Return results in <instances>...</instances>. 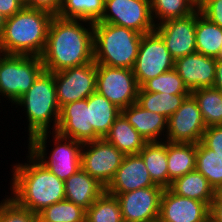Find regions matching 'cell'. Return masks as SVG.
<instances>
[{
    "instance_id": "obj_1",
    "label": "cell",
    "mask_w": 222,
    "mask_h": 222,
    "mask_svg": "<svg viewBox=\"0 0 222 222\" xmlns=\"http://www.w3.org/2000/svg\"><path fill=\"white\" fill-rule=\"evenodd\" d=\"M40 58L53 73L94 62L93 23L54 16Z\"/></svg>"
},
{
    "instance_id": "obj_2",
    "label": "cell",
    "mask_w": 222,
    "mask_h": 222,
    "mask_svg": "<svg viewBox=\"0 0 222 222\" xmlns=\"http://www.w3.org/2000/svg\"><path fill=\"white\" fill-rule=\"evenodd\" d=\"M28 163L13 164L10 197L37 215L52 204L65 200L64 181L28 151Z\"/></svg>"
},
{
    "instance_id": "obj_3",
    "label": "cell",
    "mask_w": 222,
    "mask_h": 222,
    "mask_svg": "<svg viewBox=\"0 0 222 222\" xmlns=\"http://www.w3.org/2000/svg\"><path fill=\"white\" fill-rule=\"evenodd\" d=\"M53 17L50 12L23 7L6 18L0 35V53L40 57Z\"/></svg>"
},
{
    "instance_id": "obj_4",
    "label": "cell",
    "mask_w": 222,
    "mask_h": 222,
    "mask_svg": "<svg viewBox=\"0 0 222 222\" xmlns=\"http://www.w3.org/2000/svg\"><path fill=\"white\" fill-rule=\"evenodd\" d=\"M14 104L15 108L21 106L27 115L28 126L25 128H28V140L50 129L56 131L60 106L56 98L54 73L43 70L29 90Z\"/></svg>"
},
{
    "instance_id": "obj_5",
    "label": "cell",
    "mask_w": 222,
    "mask_h": 222,
    "mask_svg": "<svg viewBox=\"0 0 222 222\" xmlns=\"http://www.w3.org/2000/svg\"><path fill=\"white\" fill-rule=\"evenodd\" d=\"M132 29L103 23H93L94 62L110 67L133 69L141 42Z\"/></svg>"
},
{
    "instance_id": "obj_6",
    "label": "cell",
    "mask_w": 222,
    "mask_h": 222,
    "mask_svg": "<svg viewBox=\"0 0 222 222\" xmlns=\"http://www.w3.org/2000/svg\"><path fill=\"white\" fill-rule=\"evenodd\" d=\"M52 134L53 149L48 154L47 139ZM48 137V138H47ZM28 151L60 180L65 181L81 168L83 143L60 135L57 131L43 132L28 140ZM47 154L49 156H47Z\"/></svg>"
},
{
    "instance_id": "obj_7",
    "label": "cell",
    "mask_w": 222,
    "mask_h": 222,
    "mask_svg": "<svg viewBox=\"0 0 222 222\" xmlns=\"http://www.w3.org/2000/svg\"><path fill=\"white\" fill-rule=\"evenodd\" d=\"M44 70L39 56L0 53V96L15 103Z\"/></svg>"
},
{
    "instance_id": "obj_8",
    "label": "cell",
    "mask_w": 222,
    "mask_h": 222,
    "mask_svg": "<svg viewBox=\"0 0 222 222\" xmlns=\"http://www.w3.org/2000/svg\"><path fill=\"white\" fill-rule=\"evenodd\" d=\"M96 92L121 110L137 102L139 86L133 69L96 64Z\"/></svg>"
},
{
    "instance_id": "obj_9",
    "label": "cell",
    "mask_w": 222,
    "mask_h": 222,
    "mask_svg": "<svg viewBox=\"0 0 222 222\" xmlns=\"http://www.w3.org/2000/svg\"><path fill=\"white\" fill-rule=\"evenodd\" d=\"M174 63L166 44L155 30L143 34L133 67L138 86L141 87L147 80L172 70Z\"/></svg>"
},
{
    "instance_id": "obj_10",
    "label": "cell",
    "mask_w": 222,
    "mask_h": 222,
    "mask_svg": "<svg viewBox=\"0 0 222 222\" xmlns=\"http://www.w3.org/2000/svg\"><path fill=\"white\" fill-rule=\"evenodd\" d=\"M98 22L132 29L140 34L155 30L151 0H105L104 12Z\"/></svg>"
},
{
    "instance_id": "obj_11",
    "label": "cell",
    "mask_w": 222,
    "mask_h": 222,
    "mask_svg": "<svg viewBox=\"0 0 222 222\" xmlns=\"http://www.w3.org/2000/svg\"><path fill=\"white\" fill-rule=\"evenodd\" d=\"M124 157L123 152L104 138L85 142L81 148V168L107 187Z\"/></svg>"
},
{
    "instance_id": "obj_12",
    "label": "cell",
    "mask_w": 222,
    "mask_h": 222,
    "mask_svg": "<svg viewBox=\"0 0 222 222\" xmlns=\"http://www.w3.org/2000/svg\"><path fill=\"white\" fill-rule=\"evenodd\" d=\"M96 63L67 68L54 73L56 98L60 108L88 98L96 92Z\"/></svg>"
},
{
    "instance_id": "obj_13",
    "label": "cell",
    "mask_w": 222,
    "mask_h": 222,
    "mask_svg": "<svg viewBox=\"0 0 222 222\" xmlns=\"http://www.w3.org/2000/svg\"><path fill=\"white\" fill-rule=\"evenodd\" d=\"M206 127L199 106L190 94L169 117L165 141L197 144L201 141Z\"/></svg>"
},
{
    "instance_id": "obj_14",
    "label": "cell",
    "mask_w": 222,
    "mask_h": 222,
    "mask_svg": "<svg viewBox=\"0 0 222 222\" xmlns=\"http://www.w3.org/2000/svg\"><path fill=\"white\" fill-rule=\"evenodd\" d=\"M164 188L150 186L116 196L124 222H158Z\"/></svg>"
},
{
    "instance_id": "obj_15",
    "label": "cell",
    "mask_w": 222,
    "mask_h": 222,
    "mask_svg": "<svg viewBox=\"0 0 222 222\" xmlns=\"http://www.w3.org/2000/svg\"><path fill=\"white\" fill-rule=\"evenodd\" d=\"M198 8L190 15L157 24L155 31L161 36L174 60L197 52L195 28Z\"/></svg>"
},
{
    "instance_id": "obj_16",
    "label": "cell",
    "mask_w": 222,
    "mask_h": 222,
    "mask_svg": "<svg viewBox=\"0 0 222 222\" xmlns=\"http://www.w3.org/2000/svg\"><path fill=\"white\" fill-rule=\"evenodd\" d=\"M210 206L206 202L182 197L164 189L158 222H209Z\"/></svg>"
},
{
    "instance_id": "obj_17",
    "label": "cell",
    "mask_w": 222,
    "mask_h": 222,
    "mask_svg": "<svg viewBox=\"0 0 222 222\" xmlns=\"http://www.w3.org/2000/svg\"><path fill=\"white\" fill-rule=\"evenodd\" d=\"M56 131L82 143L101 139L88 122V98L67 103L60 108Z\"/></svg>"
},
{
    "instance_id": "obj_18",
    "label": "cell",
    "mask_w": 222,
    "mask_h": 222,
    "mask_svg": "<svg viewBox=\"0 0 222 222\" xmlns=\"http://www.w3.org/2000/svg\"><path fill=\"white\" fill-rule=\"evenodd\" d=\"M150 186L157 185L150 178L140 154H127L117 169L113 180L106 187V192L111 195H119Z\"/></svg>"
},
{
    "instance_id": "obj_19",
    "label": "cell",
    "mask_w": 222,
    "mask_h": 222,
    "mask_svg": "<svg viewBox=\"0 0 222 222\" xmlns=\"http://www.w3.org/2000/svg\"><path fill=\"white\" fill-rule=\"evenodd\" d=\"M215 68L216 58L199 52L178 58L174 63V69L190 92L199 88L213 87Z\"/></svg>"
},
{
    "instance_id": "obj_20",
    "label": "cell",
    "mask_w": 222,
    "mask_h": 222,
    "mask_svg": "<svg viewBox=\"0 0 222 222\" xmlns=\"http://www.w3.org/2000/svg\"><path fill=\"white\" fill-rule=\"evenodd\" d=\"M121 113L147 142L165 141L168 129V119L165 116L146 110L137 102L122 109Z\"/></svg>"
},
{
    "instance_id": "obj_21",
    "label": "cell",
    "mask_w": 222,
    "mask_h": 222,
    "mask_svg": "<svg viewBox=\"0 0 222 222\" xmlns=\"http://www.w3.org/2000/svg\"><path fill=\"white\" fill-rule=\"evenodd\" d=\"M64 190L65 200L87 210L106 191V187L80 168L64 181Z\"/></svg>"
},
{
    "instance_id": "obj_22",
    "label": "cell",
    "mask_w": 222,
    "mask_h": 222,
    "mask_svg": "<svg viewBox=\"0 0 222 222\" xmlns=\"http://www.w3.org/2000/svg\"><path fill=\"white\" fill-rule=\"evenodd\" d=\"M104 139L125 155L139 154L147 143L122 113L115 119Z\"/></svg>"
},
{
    "instance_id": "obj_23",
    "label": "cell",
    "mask_w": 222,
    "mask_h": 222,
    "mask_svg": "<svg viewBox=\"0 0 222 222\" xmlns=\"http://www.w3.org/2000/svg\"><path fill=\"white\" fill-rule=\"evenodd\" d=\"M121 109L97 92L88 97V122L94 132L104 138L110 131Z\"/></svg>"
},
{
    "instance_id": "obj_24",
    "label": "cell",
    "mask_w": 222,
    "mask_h": 222,
    "mask_svg": "<svg viewBox=\"0 0 222 222\" xmlns=\"http://www.w3.org/2000/svg\"><path fill=\"white\" fill-rule=\"evenodd\" d=\"M139 154L145 162L153 183L164 189L169 188L167 141L147 142Z\"/></svg>"
},
{
    "instance_id": "obj_25",
    "label": "cell",
    "mask_w": 222,
    "mask_h": 222,
    "mask_svg": "<svg viewBox=\"0 0 222 222\" xmlns=\"http://www.w3.org/2000/svg\"><path fill=\"white\" fill-rule=\"evenodd\" d=\"M169 189L182 197L206 202L211 206L215 197V190L208 180L196 169L174 179Z\"/></svg>"
},
{
    "instance_id": "obj_26",
    "label": "cell",
    "mask_w": 222,
    "mask_h": 222,
    "mask_svg": "<svg viewBox=\"0 0 222 222\" xmlns=\"http://www.w3.org/2000/svg\"><path fill=\"white\" fill-rule=\"evenodd\" d=\"M197 144L167 142V167L171 182L196 169Z\"/></svg>"
},
{
    "instance_id": "obj_27",
    "label": "cell",
    "mask_w": 222,
    "mask_h": 222,
    "mask_svg": "<svg viewBox=\"0 0 222 222\" xmlns=\"http://www.w3.org/2000/svg\"><path fill=\"white\" fill-rule=\"evenodd\" d=\"M196 50L208 57L219 58L222 47V28L198 10L195 28Z\"/></svg>"
},
{
    "instance_id": "obj_28",
    "label": "cell",
    "mask_w": 222,
    "mask_h": 222,
    "mask_svg": "<svg viewBox=\"0 0 222 222\" xmlns=\"http://www.w3.org/2000/svg\"><path fill=\"white\" fill-rule=\"evenodd\" d=\"M189 95L147 92L142 87H139L137 103L144 109L161 114L169 119Z\"/></svg>"
},
{
    "instance_id": "obj_29",
    "label": "cell",
    "mask_w": 222,
    "mask_h": 222,
    "mask_svg": "<svg viewBox=\"0 0 222 222\" xmlns=\"http://www.w3.org/2000/svg\"><path fill=\"white\" fill-rule=\"evenodd\" d=\"M206 126L222 125V92L214 87L191 91Z\"/></svg>"
},
{
    "instance_id": "obj_30",
    "label": "cell",
    "mask_w": 222,
    "mask_h": 222,
    "mask_svg": "<svg viewBox=\"0 0 222 222\" xmlns=\"http://www.w3.org/2000/svg\"><path fill=\"white\" fill-rule=\"evenodd\" d=\"M105 0H62L58 17L98 22L104 12Z\"/></svg>"
},
{
    "instance_id": "obj_31",
    "label": "cell",
    "mask_w": 222,
    "mask_h": 222,
    "mask_svg": "<svg viewBox=\"0 0 222 222\" xmlns=\"http://www.w3.org/2000/svg\"><path fill=\"white\" fill-rule=\"evenodd\" d=\"M196 170L208 180L214 190L222 185V156L201 141L197 143Z\"/></svg>"
},
{
    "instance_id": "obj_32",
    "label": "cell",
    "mask_w": 222,
    "mask_h": 222,
    "mask_svg": "<svg viewBox=\"0 0 222 222\" xmlns=\"http://www.w3.org/2000/svg\"><path fill=\"white\" fill-rule=\"evenodd\" d=\"M196 9V0H151V13L155 25L188 16Z\"/></svg>"
},
{
    "instance_id": "obj_33",
    "label": "cell",
    "mask_w": 222,
    "mask_h": 222,
    "mask_svg": "<svg viewBox=\"0 0 222 222\" xmlns=\"http://www.w3.org/2000/svg\"><path fill=\"white\" fill-rule=\"evenodd\" d=\"M85 222H124L116 196L105 191L86 210Z\"/></svg>"
},
{
    "instance_id": "obj_34",
    "label": "cell",
    "mask_w": 222,
    "mask_h": 222,
    "mask_svg": "<svg viewBox=\"0 0 222 222\" xmlns=\"http://www.w3.org/2000/svg\"><path fill=\"white\" fill-rule=\"evenodd\" d=\"M86 210L63 200L50 205L38 214L39 222H85Z\"/></svg>"
},
{
    "instance_id": "obj_35",
    "label": "cell",
    "mask_w": 222,
    "mask_h": 222,
    "mask_svg": "<svg viewBox=\"0 0 222 222\" xmlns=\"http://www.w3.org/2000/svg\"><path fill=\"white\" fill-rule=\"evenodd\" d=\"M141 87L147 92L191 94L174 68L147 80Z\"/></svg>"
},
{
    "instance_id": "obj_36",
    "label": "cell",
    "mask_w": 222,
    "mask_h": 222,
    "mask_svg": "<svg viewBox=\"0 0 222 222\" xmlns=\"http://www.w3.org/2000/svg\"><path fill=\"white\" fill-rule=\"evenodd\" d=\"M38 215L20 206L13 198L0 201V222H37Z\"/></svg>"
},
{
    "instance_id": "obj_37",
    "label": "cell",
    "mask_w": 222,
    "mask_h": 222,
    "mask_svg": "<svg viewBox=\"0 0 222 222\" xmlns=\"http://www.w3.org/2000/svg\"><path fill=\"white\" fill-rule=\"evenodd\" d=\"M201 142L209 149L222 156V125L207 126Z\"/></svg>"
},
{
    "instance_id": "obj_38",
    "label": "cell",
    "mask_w": 222,
    "mask_h": 222,
    "mask_svg": "<svg viewBox=\"0 0 222 222\" xmlns=\"http://www.w3.org/2000/svg\"><path fill=\"white\" fill-rule=\"evenodd\" d=\"M198 10L207 19L222 28V0L205 1Z\"/></svg>"
},
{
    "instance_id": "obj_39",
    "label": "cell",
    "mask_w": 222,
    "mask_h": 222,
    "mask_svg": "<svg viewBox=\"0 0 222 222\" xmlns=\"http://www.w3.org/2000/svg\"><path fill=\"white\" fill-rule=\"evenodd\" d=\"M62 0H26L24 7L50 12L54 16L60 11Z\"/></svg>"
},
{
    "instance_id": "obj_40",
    "label": "cell",
    "mask_w": 222,
    "mask_h": 222,
    "mask_svg": "<svg viewBox=\"0 0 222 222\" xmlns=\"http://www.w3.org/2000/svg\"><path fill=\"white\" fill-rule=\"evenodd\" d=\"M24 7L20 0H0V13L6 18L12 17Z\"/></svg>"
},
{
    "instance_id": "obj_41",
    "label": "cell",
    "mask_w": 222,
    "mask_h": 222,
    "mask_svg": "<svg viewBox=\"0 0 222 222\" xmlns=\"http://www.w3.org/2000/svg\"><path fill=\"white\" fill-rule=\"evenodd\" d=\"M210 220L222 222V202H212L210 206Z\"/></svg>"
},
{
    "instance_id": "obj_42",
    "label": "cell",
    "mask_w": 222,
    "mask_h": 222,
    "mask_svg": "<svg viewBox=\"0 0 222 222\" xmlns=\"http://www.w3.org/2000/svg\"><path fill=\"white\" fill-rule=\"evenodd\" d=\"M213 87L222 92V60L216 59L215 81Z\"/></svg>"
},
{
    "instance_id": "obj_43",
    "label": "cell",
    "mask_w": 222,
    "mask_h": 222,
    "mask_svg": "<svg viewBox=\"0 0 222 222\" xmlns=\"http://www.w3.org/2000/svg\"><path fill=\"white\" fill-rule=\"evenodd\" d=\"M212 202H222V185L215 190V197Z\"/></svg>"
},
{
    "instance_id": "obj_44",
    "label": "cell",
    "mask_w": 222,
    "mask_h": 222,
    "mask_svg": "<svg viewBox=\"0 0 222 222\" xmlns=\"http://www.w3.org/2000/svg\"><path fill=\"white\" fill-rule=\"evenodd\" d=\"M5 22H6V17L0 13V35L4 30Z\"/></svg>"
},
{
    "instance_id": "obj_45",
    "label": "cell",
    "mask_w": 222,
    "mask_h": 222,
    "mask_svg": "<svg viewBox=\"0 0 222 222\" xmlns=\"http://www.w3.org/2000/svg\"><path fill=\"white\" fill-rule=\"evenodd\" d=\"M205 1L208 0H196V7L199 8Z\"/></svg>"
},
{
    "instance_id": "obj_46",
    "label": "cell",
    "mask_w": 222,
    "mask_h": 222,
    "mask_svg": "<svg viewBox=\"0 0 222 222\" xmlns=\"http://www.w3.org/2000/svg\"><path fill=\"white\" fill-rule=\"evenodd\" d=\"M218 59H221L222 60V47H221V52H220V55H219V58Z\"/></svg>"
},
{
    "instance_id": "obj_47",
    "label": "cell",
    "mask_w": 222,
    "mask_h": 222,
    "mask_svg": "<svg viewBox=\"0 0 222 222\" xmlns=\"http://www.w3.org/2000/svg\"><path fill=\"white\" fill-rule=\"evenodd\" d=\"M23 4H25L26 3V0H20Z\"/></svg>"
}]
</instances>
